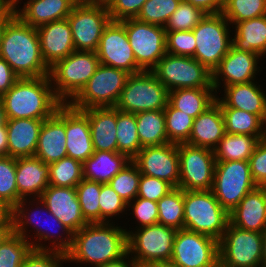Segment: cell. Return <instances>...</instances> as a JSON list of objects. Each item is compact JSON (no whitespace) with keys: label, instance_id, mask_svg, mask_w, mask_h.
I'll use <instances>...</instances> for the list:
<instances>
[{"label":"cell","instance_id":"cell-48","mask_svg":"<svg viewBox=\"0 0 266 267\" xmlns=\"http://www.w3.org/2000/svg\"><path fill=\"white\" fill-rule=\"evenodd\" d=\"M206 15L207 13L202 9L181 0L178 8L170 16L164 28L166 31H189Z\"/></svg>","mask_w":266,"mask_h":267},{"label":"cell","instance_id":"cell-43","mask_svg":"<svg viewBox=\"0 0 266 267\" xmlns=\"http://www.w3.org/2000/svg\"><path fill=\"white\" fill-rule=\"evenodd\" d=\"M0 203L10 212L18 203L16 158L0 157Z\"/></svg>","mask_w":266,"mask_h":267},{"label":"cell","instance_id":"cell-4","mask_svg":"<svg viewBox=\"0 0 266 267\" xmlns=\"http://www.w3.org/2000/svg\"><path fill=\"white\" fill-rule=\"evenodd\" d=\"M28 202H29V204L27 205ZM33 204L37 205V206H35L36 207L35 208L36 211H34V212L29 207V205L33 206ZM27 206H28V208H27ZM44 212L50 218L47 215H46V217H48L49 219L53 220V221H51V223L55 222V223H53V225L58 227L59 233L58 232H56V233L54 232L53 233V232H51L52 230H50V231L47 230L46 229L47 227H45L46 225L43 226L44 228H42L41 221L39 222V218H36V217L37 216L38 217H42V214ZM40 213H42V214H40ZM9 216H10L11 222H12V231L15 234L20 235L21 237L26 239L28 242H30L32 247H33V249L48 250V251L51 250V251L61 252L63 254H67L70 251V249L72 247V242H73V233L71 231H69V229L48 210V208L46 207L45 203L40 198H31V199L25 198V199H22L9 212ZM44 220H46V219H44ZM49 221L50 220H48V222ZM43 223H45V222H42V224ZM30 225L31 226L33 225V227H31V228H33V230L35 229L34 230V235L35 236L32 237L34 241L29 239V238H31L30 237L31 235H29L30 231L32 232L31 229L28 230V227ZM48 225H50V224H47V226ZM48 227H49L48 229H51L50 228L51 226H48ZM57 227H56V229H57ZM60 230H62V231H60ZM60 232H63V233L60 234ZM63 234H64L65 237L64 236L62 237ZM53 237H55V238H53ZM52 239H54V240H52ZM47 240L49 242L48 246L45 245ZM42 241H44L45 243L42 242ZM49 244L51 245V247H50Z\"/></svg>","mask_w":266,"mask_h":267},{"label":"cell","instance_id":"cell-26","mask_svg":"<svg viewBox=\"0 0 266 267\" xmlns=\"http://www.w3.org/2000/svg\"><path fill=\"white\" fill-rule=\"evenodd\" d=\"M229 223L242 230L263 233L266 230V191L258 186L229 213Z\"/></svg>","mask_w":266,"mask_h":267},{"label":"cell","instance_id":"cell-63","mask_svg":"<svg viewBox=\"0 0 266 267\" xmlns=\"http://www.w3.org/2000/svg\"><path fill=\"white\" fill-rule=\"evenodd\" d=\"M6 121H7V118H6L3 102L0 97V127H5Z\"/></svg>","mask_w":266,"mask_h":267},{"label":"cell","instance_id":"cell-53","mask_svg":"<svg viewBox=\"0 0 266 267\" xmlns=\"http://www.w3.org/2000/svg\"><path fill=\"white\" fill-rule=\"evenodd\" d=\"M67 263V256L51 250L32 249L26 256L22 267H62Z\"/></svg>","mask_w":266,"mask_h":267},{"label":"cell","instance_id":"cell-29","mask_svg":"<svg viewBox=\"0 0 266 267\" xmlns=\"http://www.w3.org/2000/svg\"><path fill=\"white\" fill-rule=\"evenodd\" d=\"M81 111L88 117L94 150L118 152L117 108L93 107Z\"/></svg>","mask_w":266,"mask_h":267},{"label":"cell","instance_id":"cell-25","mask_svg":"<svg viewBox=\"0 0 266 267\" xmlns=\"http://www.w3.org/2000/svg\"><path fill=\"white\" fill-rule=\"evenodd\" d=\"M258 82L233 84L224 87V96L216 97L220 108H235L258 115L266 123V93Z\"/></svg>","mask_w":266,"mask_h":267},{"label":"cell","instance_id":"cell-35","mask_svg":"<svg viewBox=\"0 0 266 267\" xmlns=\"http://www.w3.org/2000/svg\"><path fill=\"white\" fill-rule=\"evenodd\" d=\"M266 137L226 133L216 146L214 156L216 162L249 161L258 142Z\"/></svg>","mask_w":266,"mask_h":267},{"label":"cell","instance_id":"cell-27","mask_svg":"<svg viewBox=\"0 0 266 267\" xmlns=\"http://www.w3.org/2000/svg\"><path fill=\"white\" fill-rule=\"evenodd\" d=\"M16 185L18 203L28 197L40 198L49 186L48 164L36 156L16 158Z\"/></svg>","mask_w":266,"mask_h":267},{"label":"cell","instance_id":"cell-51","mask_svg":"<svg viewBox=\"0 0 266 267\" xmlns=\"http://www.w3.org/2000/svg\"><path fill=\"white\" fill-rule=\"evenodd\" d=\"M132 209L133 218L137 219L138 226L135 229L158 224V204L145 198L136 197L128 206ZM131 207V208H130Z\"/></svg>","mask_w":266,"mask_h":267},{"label":"cell","instance_id":"cell-19","mask_svg":"<svg viewBox=\"0 0 266 267\" xmlns=\"http://www.w3.org/2000/svg\"><path fill=\"white\" fill-rule=\"evenodd\" d=\"M143 175L156 177L178 188L180 160L178 144L166 143L159 146L143 147L132 159Z\"/></svg>","mask_w":266,"mask_h":267},{"label":"cell","instance_id":"cell-11","mask_svg":"<svg viewBox=\"0 0 266 267\" xmlns=\"http://www.w3.org/2000/svg\"><path fill=\"white\" fill-rule=\"evenodd\" d=\"M129 75L122 69L100 64L86 86L69 104L78 110L115 107Z\"/></svg>","mask_w":266,"mask_h":267},{"label":"cell","instance_id":"cell-24","mask_svg":"<svg viewBox=\"0 0 266 267\" xmlns=\"http://www.w3.org/2000/svg\"><path fill=\"white\" fill-rule=\"evenodd\" d=\"M67 156L86 161L94 152L88 117L70 104H65Z\"/></svg>","mask_w":266,"mask_h":267},{"label":"cell","instance_id":"cell-34","mask_svg":"<svg viewBox=\"0 0 266 267\" xmlns=\"http://www.w3.org/2000/svg\"><path fill=\"white\" fill-rule=\"evenodd\" d=\"M214 88H180L169 91L168 103L192 118L198 117L216 102Z\"/></svg>","mask_w":266,"mask_h":267},{"label":"cell","instance_id":"cell-70","mask_svg":"<svg viewBox=\"0 0 266 267\" xmlns=\"http://www.w3.org/2000/svg\"><path fill=\"white\" fill-rule=\"evenodd\" d=\"M20 0H14V3L15 4H19L20 2H19ZM22 1V0H21Z\"/></svg>","mask_w":266,"mask_h":267},{"label":"cell","instance_id":"cell-37","mask_svg":"<svg viewBox=\"0 0 266 267\" xmlns=\"http://www.w3.org/2000/svg\"><path fill=\"white\" fill-rule=\"evenodd\" d=\"M226 133L266 137V123L255 114L235 108H221Z\"/></svg>","mask_w":266,"mask_h":267},{"label":"cell","instance_id":"cell-56","mask_svg":"<svg viewBox=\"0 0 266 267\" xmlns=\"http://www.w3.org/2000/svg\"><path fill=\"white\" fill-rule=\"evenodd\" d=\"M18 79L10 65L0 57V97L7 93Z\"/></svg>","mask_w":266,"mask_h":267},{"label":"cell","instance_id":"cell-58","mask_svg":"<svg viewBox=\"0 0 266 267\" xmlns=\"http://www.w3.org/2000/svg\"><path fill=\"white\" fill-rule=\"evenodd\" d=\"M135 265H136L135 261L131 258V256L127 252L120 259L112 261V262H107V263L99 265L97 267H134Z\"/></svg>","mask_w":266,"mask_h":267},{"label":"cell","instance_id":"cell-54","mask_svg":"<svg viewBox=\"0 0 266 267\" xmlns=\"http://www.w3.org/2000/svg\"><path fill=\"white\" fill-rule=\"evenodd\" d=\"M147 0H111L107 4L112 21L136 18Z\"/></svg>","mask_w":266,"mask_h":267},{"label":"cell","instance_id":"cell-13","mask_svg":"<svg viewBox=\"0 0 266 267\" xmlns=\"http://www.w3.org/2000/svg\"><path fill=\"white\" fill-rule=\"evenodd\" d=\"M262 236L228 223L219 241V267H261Z\"/></svg>","mask_w":266,"mask_h":267},{"label":"cell","instance_id":"cell-52","mask_svg":"<svg viewBox=\"0 0 266 267\" xmlns=\"http://www.w3.org/2000/svg\"><path fill=\"white\" fill-rule=\"evenodd\" d=\"M174 187L165 180L141 174L137 197L157 202Z\"/></svg>","mask_w":266,"mask_h":267},{"label":"cell","instance_id":"cell-17","mask_svg":"<svg viewBox=\"0 0 266 267\" xmlns=\"http://www.w3.org/2000/svg\"><path fill=\"white\" fill-rule=\"evenodd\" d=\"M170 262L177 267H219V241L187 229L177 230Z\"/></svg>","mask_w":266,"mask_h":267},{"label":"cell","instance_id":"cell-1","mask_svg":"<svg viewBox=\"0 0 266 267\" xmlns=\"http://www.w3.org/2000/svg\"><path fill=\"white\" fill-rule=\"evenodd\" d=\"M110 223H88L73 234L68 263L87 264L93 267L120 259L128 252L127 233Z\"/></svg>","mask_w":266,"mask_h":267},{"label":"cell","instance_id":"cell-21","mask_svg":"<svg viewBox=\"0 0 266 267\" xmlns=\"http://www.w3.org/2000/svg\"><path fill=\"white\" fill-rule=\"evenodd\" d=\"M40 199L73 234L88 224L82 215L75 188L49 185Z\"/></svg>","mask_w":266,"mask_h":267},{"label":"cell","instance_id":"cell-15","mask_svg":"<svg viewBox=\"0 0 266 267\" xmlns=\"http://www.w3.org/2000/svg\"><path fill=\"white\" fill-rule=\"evenodd\" d=\"M120 22L125 26L137 65L143 71H151L166 54L165 28L136 18Z\"/></svg>","mask_w":266,"mask_h":267},{"label":"cell","instance_id":"cell-20","mask_svg":"<svg viewBox=\"0 0 266 267\" xmlns=\"http://www.w3.org/2000/svg\"><path fill=\"white\" fill-rule=\"evenodd\" d=\"M260 59L262 57L258 54L240 51L231 46L229 52L212 73V85L216 94H218L220 87L255 81V75L259 71L261 72L260 66L258 67Z\"/></svg>","mask_w":266,"mask_h":267},{"label":"cell","instance_id":"cell-66","mask_svg":"<svg viewBox=\"0 0 266 267\" xmlns=\"http://www.w3.org/2000/svg\"><path fill=\"white\" fill-rule=\"evenodd\" d=\"M151 267H177L171 262H160V263H153Z\"/></svg>","mask_w":266,"mask_h":267},{"label":"cell","instance_id":"cell-59","mask_svg":"<svg viewBox=\"0 0 266 267\" xmlns=\"http://www.w3.org/2000/svg\"><path fill=\"white\" fill-rule=\"evenodd\" d=\"M15 15L14 0H0V17H14Z\"/></svg>","mask_w":266,"mask_h":267},{"label":"cell","instance_id":"cell-44","mask_svg":"<svg viewBox=\"0 0 266 267\" xmlns=\"http://www.w3.org/2000/svg\"><path fill=\"white\" fill-rule=\"evenodd\" d=\"M222 14L234 24L266 15V0H226Z\"/></svg>","mask_w":266,"mask_h":267},{"label":"cell","instance_id":"cell-36","mask_svg":"<svg viewBox=\"0 0 266 267\" xmlns=\"http://www.w3.org/2000/svg\"><path fill=\"white\" fill-rule=\"evenodd\" d=\"M135 116L137 134L142 148L169 143L164 110L139 112Z\"/></svg>","mask_w":266,"mask_h":267},{"label":"cell","instance_id":"cell-16","mask_svg":"<svg viewBox=\"0 0 266 267\" xmlns=\"http://www.w3.org/2000/svg\"><path fill=\"white\" fill-rule=\"evenodd\" d=\"M180 177L178 188L184 191H209L213 186L215 156L208 148L178 144Z\"/></svg>","mask_w":266,"mask_h":267},{"label":"cell","instance_id":"cell-61","mask_svg":"<svg viewBox=\"0 0 266 267\" xmlns=\"http://www.w3.org/2000/svg\"><path fill=\"white\" fill-rule=\"evenodd\" d=\"M12 231V222L10 216L5 221H0V243Z\"/></svg>","mask_w":266,"mask_h":267},{"label":"cell","instance_id":"cell-55","mask_svg":"<svg viewBox=\"0 0 266 267\" xmlns=\"http://www.w3.org/2000/svg\"><path fill=\"white\" fill-rule=\"evenodd\" d=\"M249 164L253 180L257 186L262 187L266 182V138L258 142Z\"/></svg>","mask_w":266,"mask_h":267},{"label":"cell","instance_id":"cell-42","mask_svg":"<svg viewBox=\"0 0 266 267\" xmlns=\"http://www.w3.org/2000/svg\"><path fill=\"white\" fill-rule=\"evenodd\" d=\"M32 249L30 242L11 231L0 243V267H22Z\"/></svg>","mask_w":266,"mask_h":267},{"label":"cell","instance_id":"cell-41","mask_svg":"<svg viewBox=\"0 0 266 267\" xmlns=\"http://www.w3.org/2000/svg\"><path fill=\"white\" fill-rule=\"evenodd\" d=\"M83 217L88 223H101L99 195L101 183L82 179L75 188Z\"/></svg>","mask_w":266,"mask_h":267},{"label":"cell","instance_id":"cell-12","mask_svg":"<svg viewBox=\"0 0 266 267\" xmlns=\"http://www.w3.org/2000/svg\"><path fill=\"white\" fill-rule=\"evenodd\" d=\"M256 187L249 161L216 162L211 191L228 213Z\"/></svg>","mask_w":266,"mask_h":267},{"label":"cell","instance_id":"cell-57","mask_svg":"<svg viewBox=\"0 0 266 267\" xmlns=\"http://www.w3.org/2000/svg\"><path fill=\"white\" fill-rule=\"evenodd\" d=\"M193 6L202 9L207 14H219L223 12L226 0H183Z\"/></svg>","mask_w":266,"mask_h":267},{"label":"cell","instance_id":"cell-47","mask_svg":"<svg viewBox=\"0 0 266 267\" xmlns=\"http://www.w3.org/2000/svg\"><path fill=\"white\" fill-rule=\"evenodd\" d=\"M180 2L181 0H147L143 4L136 19L165 27Z\"/></svg>","mask_w":266,"mask_h":267},{"label":"cell","instance_id":"cell-69","mask_svg":"<svg viewBox=\"0 0 266 267\" xmlns=\"http://www.w3.org/2000/svg\"><path fill=\"white\" fill-rule=\"evenodd\" d=\"M134 267H151V264H149V265H139V264H136Z\"/></svg>","mask_w":266,"mask_h":267},{"label":"cell","instance_id":"cell-46","mask_svg":"<svg viewBox=\"0 0 266 267\" xmlns=\"http://www.w3.org/2000/svg\"><path fill=\"white\" fill-rule=\"evenodd\" d=\"M164 113L168 141L176 144L186 143L189 140L194 118L174 109L169 103Z\"/></svg>","mask_w":266,"mask_h":267},{"label":"cell","instance_id":"cell-50","mask_svg":"<svg viewBox=\"0 0 266 267\" xmlns=\"http://www.w3.org/2000/svg\"><path fill=\"white\" fill-rule=\"evenodd\" d=\"M195 49L196 40L192 30L166 31V53L193 57Z\"/></svg>","mask_w":266,"mask_h":267},{"label":"cell","instance_id":"cell-39","mask_svg":"<svg viewBox=\"0 0 266 267\" xmlns=\"http://www.w3.org/2000/svg\"><path fill=\"white\" fill-rule=\"evenodd\" d=\"M117 148L119 153L127 155L131 160L142 149L137 134L136 116L117 109Z\"/></svg>","mask_w":266,"mask_h":267},{"label":"cell","instance_id":"cell-3","mask_svg":"<svg viewBox=\"0 0 266 267\" xmlns=\"http://www.w3.org/2000/svg\"><path fill=\"white\" fill-rule=\"evenodd\" d=\"M1 100L7 120H46L63 104L56 97L49 76L19 78Z\"/></svg>","mask_w":266,"mask_h":267},{"label":"cell","instance_id":"cell-45","mask_svg":"<svg viewBox=\"0 0 266 267\" xmlns=\"http://www.w3.org/2000/svg\"><path fill=\"white\" fill-rule=\"evenodd\" d=\"M140 177L141 173L137 165L131 160L108 184L129 204L138 195Z\"/></svg>","mask_w":266,"mask_h":267},{"label":"cell","instance_id":"cell-32","mask_svg":"<svg viewBox=\"0 0 266 267\" xmlns=\"http://www.w3.org/2000/svg\"><path fill=\"white\" fill-rule=\"evenodd\" d=\"M131 159L119 152L95 151L82 163L83 179L108 183Z\"/></svg>","mask_w":266,"mask_h":267},{"label":"cell","instance_id":"cell-62","mask_svg":"<svg viewBox=\"0 0 266 267\" xmlns=\"http://www.w3.org/2000/svg\"><path fill=\"white\" fill-rule=\"evenodd\" d=\"M261 267H266V230L262 236V262Z\"/></svg>","mask_w":266,"mask_h":267},{"label":"cell","instance_id":"cell-23","mask_svg":"<svg viewBox=\"0 0 266 267\" xmlns=\"http://www.w3.org/2000/svg\"><path fill=\"white\" fill-rule=\"evenodd\" d=\"M36 30L42 58L49 68L75 51L68 19L50 22Z\"/></svg>","mask_w":266,"mask_h":267},{"label":"cell","instance_id":"cell-8","mask_svg":"<svg viewBox=\"0 0 266 267\" xmlns=\"http://www.w3.org/2000/svg\"><path fill=\"white\" fill-rule=\"evenodd\" d=\"M127 233L128 253L139 265L170 262L176 229L154 224ZM133 256V257H132Z\"/></svg>","mask_w":266,"mask_h":267},{"label":"cell","instance_id":"cell-2","mask_svg":"<svg viewBox=\"0 0 266 267\" xmlns=\"http://www.w3.org/2000/svg\"><path fill=\"white\" fill-rule=\"evenodd\" d=\"M0 57L19 78L49 76L50 68L42 58L36 28L24 23L17 15L4 29Z\"/></svg>","mask_w":266,"mask_h":267},{"label":"cell","instance_id":"cell-67","mask_svg":"<svg viewBox=\"0 0 266 267\" xmlns=\"http://www.w3.org/2000/svg\"><path fill=\"white\" fill-rule=\"evenodd\" d=\"M77 3H96V0H75Z\"/></svg>","mask_w":266,"mask_h":267},{"label":"cell","instance_id":"cell-71","mask_svg":"<svg viewBox=\"0 0 266 267\" xmlns=\"http://www.w3.org/2000/svg\"><path fill=\"white\" fill-rule=\"evenodd\" d=\"M262 188L266 191V182H265V184L262 186Z\"/></svg>","mask_w":266,"mask_h":267},{"label":"cell","instance_id":"cell-22","mask_svg":"<svg viewBox=\"0 0 266 267\" xmlns=\"http://www.w3.org/2000/svg\"><path fill=\"white\" fill-rule=\"evenodd\" d=\"M34 156L45 164L59 161L67 156L65 104H62L52 117L44 120Z\"/></svg>","mask_w":266,"mask_h":267},{"label":"cell","instance_id":"cell-5","mask_svg":"<svg viewBox=\"0 0 266 267\" xmlns=\"http://www.w3.org/2000/svg\"><path fill=\"white\" fill-rule=\"evenodd\" d=\"M100 65L94 51H73L50 67L49 77L56 97L69 104L86 86Z\"/></svg>","mask_w":266,"mask_h":267},{"label":"cell","instance_id":"cell-40","mask_svg":"<svg viewBox=\"0 0 266 267\" xmlns=\"http://www.w3.org/2000/svg\"><path fill=\"white\" fill-rule=\"evenodd\" d=\"M49 185L76 188L83 179L82 162L71 157L48 164Z\"/></svg>","mask_w":266,"mask_h":267},{"label":"cell","instance_id":"cell-30","mask_svg":"<svg viewBox=\"0 0 266 267\" xmlns=\"http://www.w3.org/2000/svg\"><path fill=\"white\" fill-rule=\"evenodd\" d=\"M43 122L44 120L40 119L7 120L8 156L12 158L34 156Z\"/></svg>","mask_w":266,"mask_h":267},{"label":"cell","instance_id":"cell-64","mask_svg":"<svg viewBox=\"0 0 266 267\" xmlns=\"http://www.w3.org/2000/svg\"><path fill=\"white\" fill-rule=\"evenodd\" d=\"M13 17H0V43L2 40L4 29L7 25V23L12 19Z\"/></svg>","mask_w":266,"mask_h":267},{"label":"cell","instance_id":"cell-60","mask_svg":"<svg viewBox=\"0 0 266 267\" xmlns=\"http://www.w3.org/2000/svg\"><path fill=\"white\" fill-rule=\"evenodd\" d=\"M8 156V135L5 127H0V157Z\"/></svg>","mask_w":266,"mask_h":267},{"label":"cell","instance_id":"cell-28","mask_svg":"<svg viewBox=\"0 0 266 267\" xmlns=\"http://www.w3.org/2000/svg\"><path fill=\"white\" fill-rule=\"evenodd\" d=\"M76 4L75 0H28L22 9L15 4V12L24 23L38 28L67 19Z\"/></svg>","mask_w":266,"mask_h":267},{"label":"cell","instance_id":"cell-7","mask_svg":"<svg viewBox=\"0 0 266 267\" xmlns=\"http://www.w3.org/2000/svg\"><path fill=\"white\" fill-rule=\"evenodd\" d=\"M229 25L222 13L207 14L192 29L196 40L193 58L212 73L232 46L231 36L234 33H231L233 29L230 30Z\"/></svg>","mask_w":266,"mask_h":267},{"label":"cell","instance_id":"cell-6","mask_svg":"<svg viewBox=\"0 0 266 267\" xmlns=\"http://www.w3.org/2000/svg\"><path fill=\"white\" fill-rule=\"evenodd\" d=\"M229 223V213L213 192L184 191V229L220 241Z\"/></svg>","mask_w":266,"mask_h":267},{"label":"cell","instance_id":"cell-10","mask_svg":"<svg viewBox=\"0 0 266 267\" xmlns=\"http://www.w3.org/2000/svg\"><path fill=\"white\" fill-rule=\"evenodd\" d=\"M151 72L168 91L180 88H213L212 72L193 57L166 53Z\"/></svg>","mask_w":266,"mask_h":267},{"label":"cell","instance_id":"cell-38","mask_svg":"<svg viewBox=\"0 0 266 267\" xmlns=\"http://www.w3.org/2000/svg\"><path fill=\"white\" fill-rule=\"evenodd\" d=\"M158 224L176 230L184 229V190L172 189L157 201Z\"/></svg>","mask_w":266,"mask_h":267},{"label":"cell","instance_id":"cell-14","mask_svg":"<svg viewBox=\"0 0 266 267\" xmlns=\"http://www.w3.org/2000/svg\"><path fill=\"white\" fill-rule=\"evenodd\" d=\"M75 51H94L99 46L104 28L111 21L107 5L77 3L67 17Z\"/></svg>","mask_w":266,"mask_h":267},{"label":"cell","instance_id":"cell-65","mask_svg":"<svg viewBox=\"0 0 266 267\" xmlns=\"http://www.w3.org/2000/svg\"><path fill=\"white\" fill-rule=\"evenodd\" d=\"M9 217V211L0 203V221H5Z\"/></svg>","mask_w":266,"mask_h":267},{"label":"cell","instance_id":"cell-9","mask_svg":"<svg viewBox=\"0 0 266 267\" xmlns=\"http://www.w3.org/2000/svg\"><path fill=\"white\" fill-rule=\"evenodd\" d=\"M168 93L151 71L130 74L115 107L132 114L164 110L168 103Z\"/></svg>","mask_w":266,"mask_h":267},{"label":"cell","instance_id":"cell-31","mask_svg":"<svg viewBox=\"0 0 266 267\" xmlns=\"http://www.w3.org/2000/svg\"><path fill=\"white\" fill-rule=\"evenodd\" d=\"M225 134L223 114L220 105L215 102L205 112L194 118L189 140L186 143L214 150Z\"/></svg>","mask_w":266,"mask_h":267},{"label":"cell","instance_id":"cell-18","mask_svg":"<svg viewBox=\"0 0 266 267\" xmlns=\"http://www.w3.org/2000/svg\"><path fill=\"white\" fill-rule=\"evenodd\" d=\"M100 64L122 69L129 74L143 70L137 65L132 47L120 21H110L104 28L96 51Z\"/></svg>","mask_w":266,"mask_h":267},{"label":"cell","instance_id":"cell-49","mask_svg":"<svg viewBox=\"0 0 266 267\" xmlns=\"http://www.w3.org/2000/svg\"><path fill=\"white\" fill-rule=\"evenodd\" d=\"M99 206L101 211V223H110L113 221V217H119L120 213L122 214L128 209V204L113 190L108 183H101Z\"/></svg>","mask_w":266,"mask_h":267},{"label":"cell","instance_id":"cell-33","mask_svg":"<svg viewBox=\"0 0 266 267\" xmlns=\"http://www.w3.org/2000/svg\"><path fill=\"white\" fill-rule=\"evenodd\" d=\"M232 46L240 51L266 55V15L234 24Z\"/></svg>","mask_w":266,"mask_h":267},{"label":"cell","instance_id":"cell-68","mask_svg":"<svg viewBox=\"0 0 266 267\" xmlns=\"http://www.w3.org/2000/svg\"><path fill=\"white\" fill-rule=\"evenodd\" d=\"M111 0H96V3L107 5Z\"/></svg>","mask_w":266,"mask_h":267}]
</instances>
